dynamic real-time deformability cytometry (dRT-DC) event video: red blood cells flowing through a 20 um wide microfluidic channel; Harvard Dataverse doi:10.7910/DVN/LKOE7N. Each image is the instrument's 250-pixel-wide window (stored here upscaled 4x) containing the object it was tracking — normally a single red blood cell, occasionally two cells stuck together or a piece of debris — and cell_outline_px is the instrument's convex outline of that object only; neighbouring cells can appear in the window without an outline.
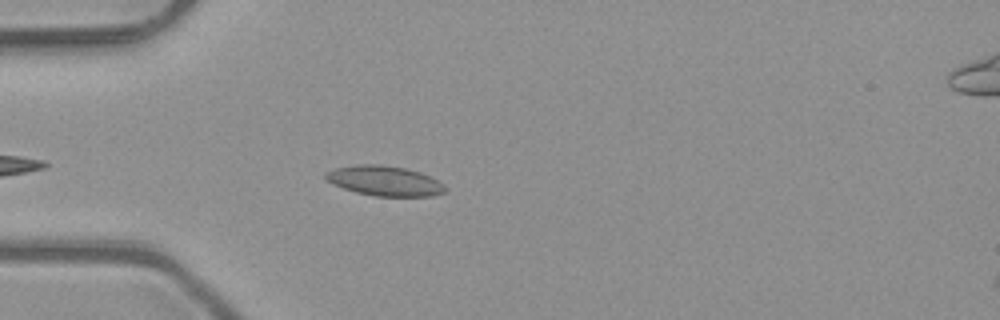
{"species": "common noctule bat (a hibernating species)", "species_latin": "Nyctalus noctula", "temperature_condition": "room temperature", "stored_images_in_passage": 30, "camera_frame_rate_fps": 3000, "um_per_image_px": 0.085, "animal": {"sex": "male", "body_mass_g": 23.1, "forearm_length_mm": 52.7}, "frame": {"image": 1, "passage_image": 3, "time_ms": 0.667, "image_size_px": [1000, 320], "cell_outline_px": [[448, 188], [444, 192], [432, 196], [376, 196], [356, 192], [344, 188], [324, 180], [324, 172], [336, 168], [356, 164], [380, 164], [404, 168], [420, 172], [444, 184]], "centroid_in_image_um": [32.66, 15.37], "position_along_channel_um": 52.3, "area_um2": 20.87}}
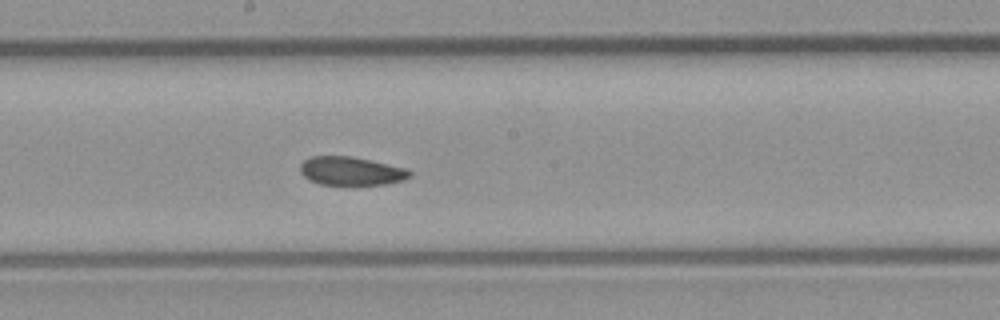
{"frame": {"image": 2, "passage_image": 16, "time_ms": 5.0, "image_size_px": [1000, 320], "cell_outline_px": [[412, 176], [404, 180], [384, 184], [320, 184], [308, 180], [300, 172], [300, 164], [304, 160], [312, 156], [352, 156], [408, 168], [412, 172]], "centroid_in_image_um": [29.86, 14.53], "position_along_channel_um": 218.3, "area_um2": 18.26}}
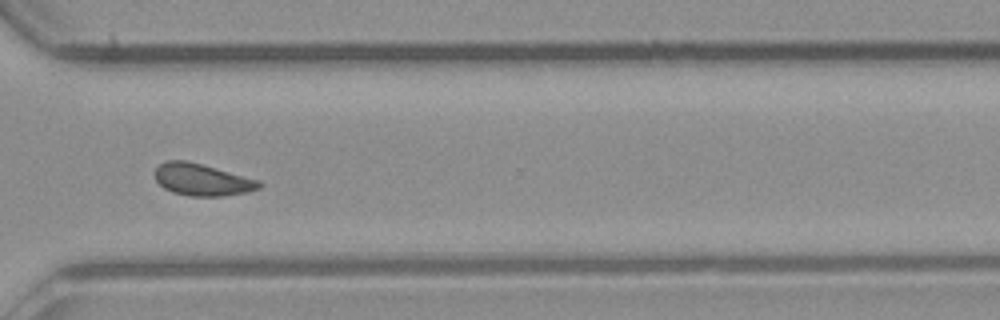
{"frame": {"image": 3, "passage_image": 26, "time_ms": 8.333, "image_size_px": [1000, 320], "cell_outline_px": [[264, 184], [260, 188], [248, 192], [224, 196], [188, 196], [172, 192], [164, 188], [156, 180], [152, 172], [160, 164], [168, 160], [184, 160], [200, 164], [260, 180]], "centroid_in_image_um": [17.17, 15.28], "position_along_channel_um": 353.4, "area_um2": 19.48}, "authors_computed_cell_mechanics": {"area_um2": 19.2474, "velocity_mm_per_s": 4.0655, "shape_relaxation_time_tau1_ms": null, "shape_relaxation_time_tau2_ms": 2.9852, "deformation_change_tau1": null, "deformation_change_tau2": 0.0834}}